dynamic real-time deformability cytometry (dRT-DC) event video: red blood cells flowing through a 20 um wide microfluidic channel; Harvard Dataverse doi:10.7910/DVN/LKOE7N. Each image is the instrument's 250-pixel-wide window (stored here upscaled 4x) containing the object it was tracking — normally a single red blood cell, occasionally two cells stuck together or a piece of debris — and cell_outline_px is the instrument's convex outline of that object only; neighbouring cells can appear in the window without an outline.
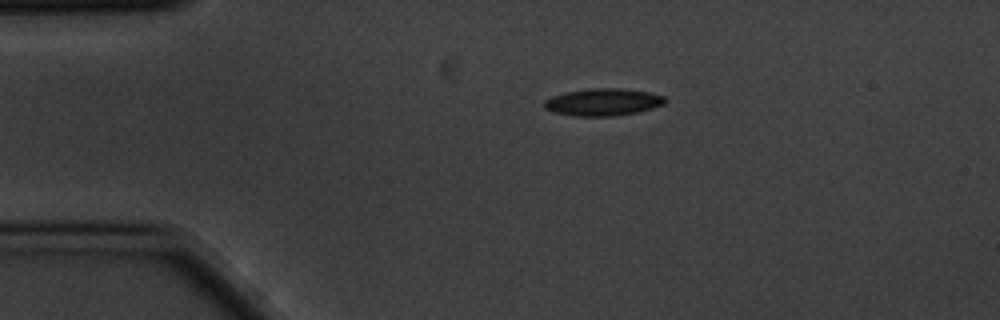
{"species": "common noctule bat (a hibernating species)", "species_latin": "Nyctalus noctula", "temperature_condition": "cold", "stored_images_in_passage": 13, "camera_frame_rate_fps": 3000, "um_per_image_px": 0.085, "animal": {"sex": "male", "body_mass_g": 20.1, "forearm_length_mm": 53.5}, "frame": {"image": 1, "passage_image": 1, "time_ms": 0.0, "image_size_px": [1000, 320], "cell_outline_px": [[668, 100], [664, 104], [640, 112], [616, 116], [572, 116], [552, 112], [544, 108], [544, 100], [552, 96], [564, 92], [592, 88], [620, 88], [648, 92], [664, 96]], "centroid_in_image_um": [51.25, 8.68], "position_along_channel_um": 33.8, "area_um2": 19.42}}
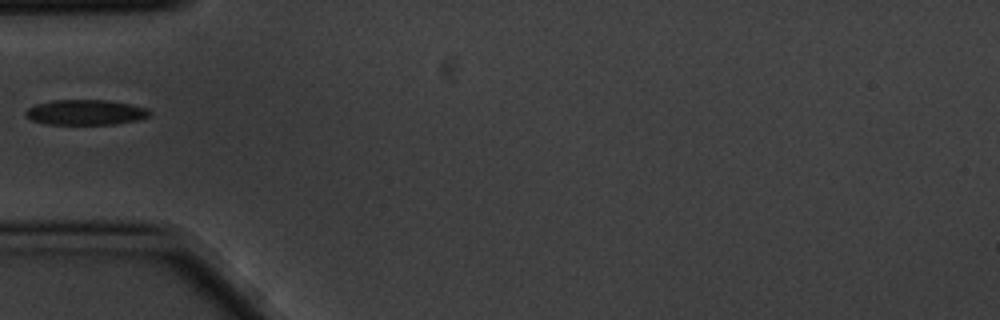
{"frame": {"image": 2, "passage_image": 3, "time_ms": 0.667, "image_size_px": [1000, 320], "cell_outline_px": [[152, 112], [148, 116], [136, 120], [116, 124], [44, 124], [32, 120], [24, 116], [24, 112], [28, 108], [36, 104], [52, 100], [108, 100], [132, 104], [148, 108]], "centroid_in_image_um": [7.26, 9.54], "position_along_channel_um": 77.7, "area_um2": 18.38}}
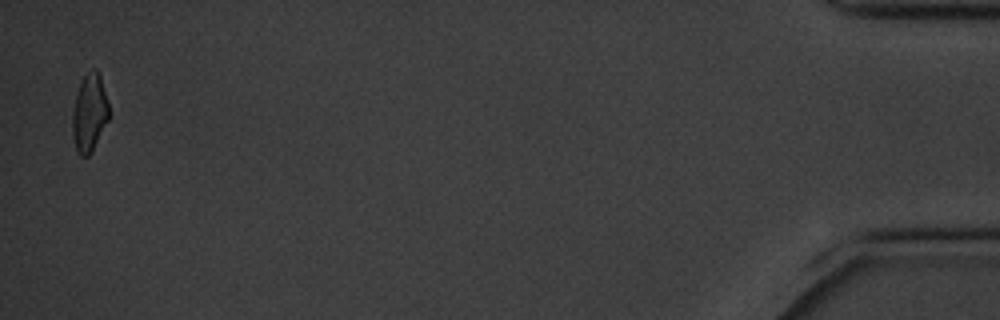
{"frame": {"image": 3, "passage_image": 13, "time_ms": 4.0, "image_size_px": [1000, 320], "cell_outline_px": [[108, 120], [92, 152], [88, 156], [80, 156], [76, 152], [72, 136], [72, 112], [76, 96], [80, 84], [84, 76], [92, 68], [96, 68], [100, 76], [108, 104]], "centroid_in_image_um": [7.58, 9.64], "position_along_channel_um": 427.6, "area_um2": 16.47}}